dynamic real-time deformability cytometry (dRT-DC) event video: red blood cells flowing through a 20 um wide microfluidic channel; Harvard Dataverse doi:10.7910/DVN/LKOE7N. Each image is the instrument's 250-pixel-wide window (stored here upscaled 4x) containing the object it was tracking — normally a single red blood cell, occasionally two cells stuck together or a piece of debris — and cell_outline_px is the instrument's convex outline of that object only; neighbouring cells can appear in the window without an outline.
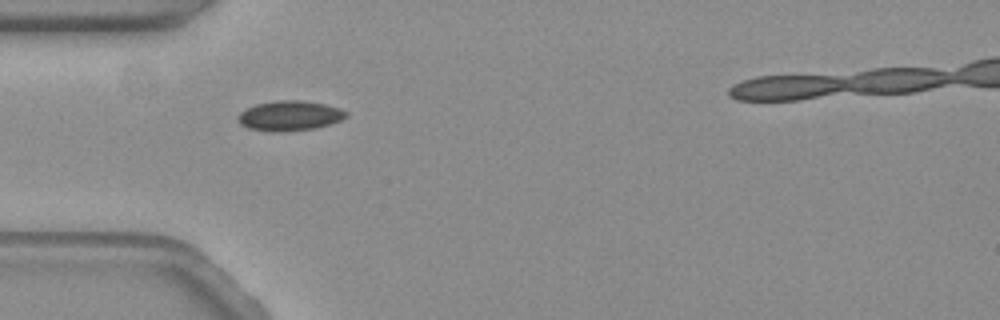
{"species": "common noctule bat (a hibernating species)", "species_latin": "Nyctalus noctula", "temperature_condition": "warm", "stored_images_in_passage": 17, "camera_frame_rate_fps": 3000, "um_per_image_px": 0.085, "animal": {"sex": "female", "body_mass_g": 19.3, "forearm_length_mm": 54.1}, "frame": {"image": 1, "passage_image": 1, "time_ms": 0.0, "image_size_px": [1000, 320], "cell_outline_px": [[348, 116], [340, 120], [316, 128], [284, 132], [268, 132], [248, 128], [240, 124], [236, 120], [236, 116], [240, 112], [256, 104], [276, 100], [304, 100], [324, 104], [340, 108], [348, 112]], "centroid_in_image_um": [24.59, 9.84], "position_along_channel_um": 60.4, "area_um2": 19.13}}